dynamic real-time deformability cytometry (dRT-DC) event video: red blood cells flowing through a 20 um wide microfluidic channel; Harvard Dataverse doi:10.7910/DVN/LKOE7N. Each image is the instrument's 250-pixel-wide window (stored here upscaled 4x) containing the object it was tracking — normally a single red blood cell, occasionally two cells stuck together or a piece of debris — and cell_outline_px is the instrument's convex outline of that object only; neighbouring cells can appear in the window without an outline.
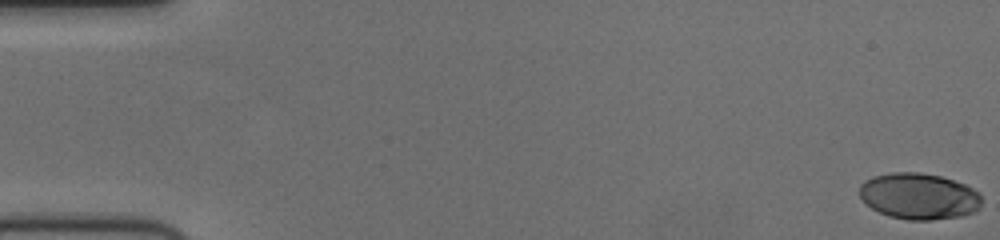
{"species": "human", "species_latin": "Homo sapiens", "temperature_condition": "cold", "stored_images_in_passage": 56, "camera_frame_rate_fps": 3000, "um_per_image_px": 0.085, "donor": {"sex": "female"}, "frame": {"image": 1, "passage_image": 1, "time_ms": 0.0, "image_size_px": [1000, 240], "cell_outline_px": [[980, 208], [976, 212], [960, 216], [932, 220], [908, 220], [892, 216], [880, 212], [872, 208], [860, 196], [860, 184], [864, 180], [872, 176], [892, 172], [920, 172], [940, 176], [964, 184], [980, 192]], "centroid_in_image_um": [78.12, 16.67], "position_along_channel_um": 6.9, "area_um2": 32.89}}
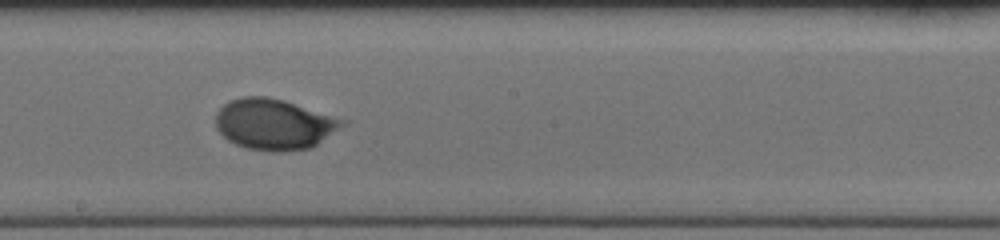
{"frame": {"image": 2, "passage_image": 32, "time_ms": 10.333, "image_size_px": [1000, 240], "cell_outline_px": [[348, 120], [344, 124], [312, 148], [280, 152], [272, 152], [248, 148], [236, 144], [228, 140], [216, 128], [216, 112], [224, 104], [232, 100], [244, 96], [268, 96], [284, 100]], "centroid_in_image_um": [23.3, 10.55], "position_along_channel_um": 224.9, "area_um2": 37.45}}
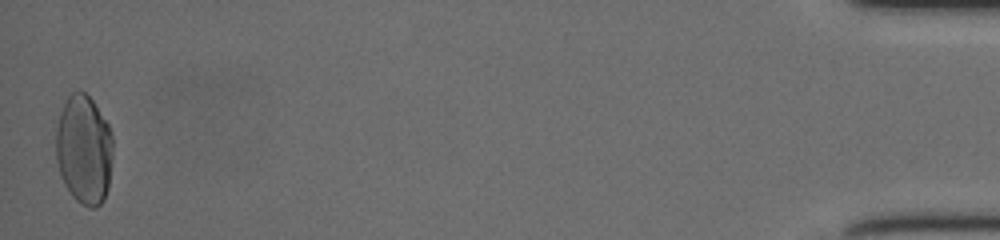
{"frame": {"image": 3, "passage_image": 56, "time_ms": 18.333, "image_size_px": [1000, 240], "cell_outline_px": [[112, 156], [108, 188], [104, 200], [96, 208], [88, 208], [76, 200], [72, 196], [64, 184], [60, 176], [56, 160], [56, 128], [60, 112], [68, 96], [72, 92], [84, 92], [92, 100], [108, 124], [112, 136]], "centroid_in_image_um": [7.13, 12.75], "position_along_channel_um": 428.1, "area_um2": 36.41}, "authors_computed_cell_mechanics": {"area_um2": 34.4488, "velocity_mm_per_s": 3.7238, "shape_relaxation_time_tau1_ms": 4.0485, "shape_relaxation_time_tau2_ms": null, "deformation_change_tau1": 0.1983, "deformation_change_tau2": null}}